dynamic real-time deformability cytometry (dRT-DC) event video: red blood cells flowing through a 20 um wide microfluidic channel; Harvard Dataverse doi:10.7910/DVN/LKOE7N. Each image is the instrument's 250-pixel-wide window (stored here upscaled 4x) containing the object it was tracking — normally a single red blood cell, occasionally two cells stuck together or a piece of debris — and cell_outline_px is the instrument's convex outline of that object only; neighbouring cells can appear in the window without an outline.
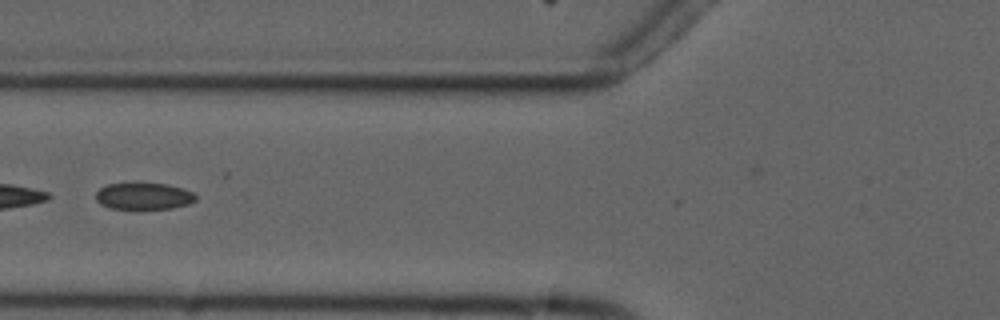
{"species": "common noctule bat (a hibernating species)", "species_latin": "Nyctalus noctula", "temperature_condition": "cold", "stored_images_in_passage": 6, "camera_frame_rate_fps": 3000, "um_per_image_px": 0.085, "animal": {"sex": "male", "forearm_length_mm": 52.5}, "frame": {"image": 1, "passage_image": 6, "time_ms": 7.0, "image_size_px": [1000, 320], "cell_outline_px": [[196, 200], [188, 204], [172, 208], [112, 208], [100, 204], [96, 200], [96, 192], [100, 188], [108, 184], [132, 180], [168, 184], [184, 188], [192, 192], [196, 196]], "centroid_in_image_um": [12.2, 16.61], "position_along_channel_um": 113.6, "area_um2": 16.13}}